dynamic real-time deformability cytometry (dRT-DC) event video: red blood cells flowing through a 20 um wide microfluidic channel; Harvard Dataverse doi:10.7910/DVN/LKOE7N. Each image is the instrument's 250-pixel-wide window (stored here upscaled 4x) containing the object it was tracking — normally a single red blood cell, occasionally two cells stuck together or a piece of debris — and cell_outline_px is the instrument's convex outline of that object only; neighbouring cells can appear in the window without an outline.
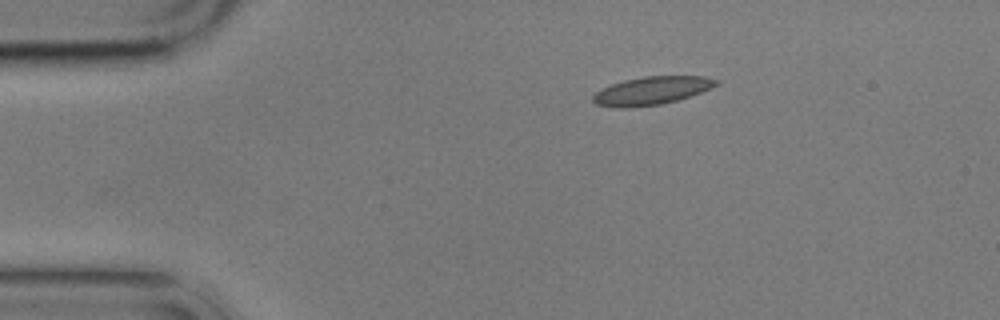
{"species": "common noctule bat (a hibernating species)", "species_latin": "Nyctalus noctula", "temperature_condition": "cold", "stored_images_in_passage": 5, "camera_frame_rate_fps": 3000, "um_per_image_px": 0.085, "animal": {"sex": "male", "body_mass_g": 17.9}, "frame": {"image": 1, "passage_image": 1, "time_ms": 0.0, "image_size_px": [1000, 320], "cell_outline_px": [[720, 80], [716, 84], [700, 92], [676, 100], [660, 104], [624, 108], [620, 108], [596, 104], [592, 100], [592, 96], [596, 92], [612, 84], [624, 80], [644, 76], [704, 76]], "centroid_in_image_um": [55.36, 7.7], "position_along_channel_um": 29.6, "area_um2": 19.77}}
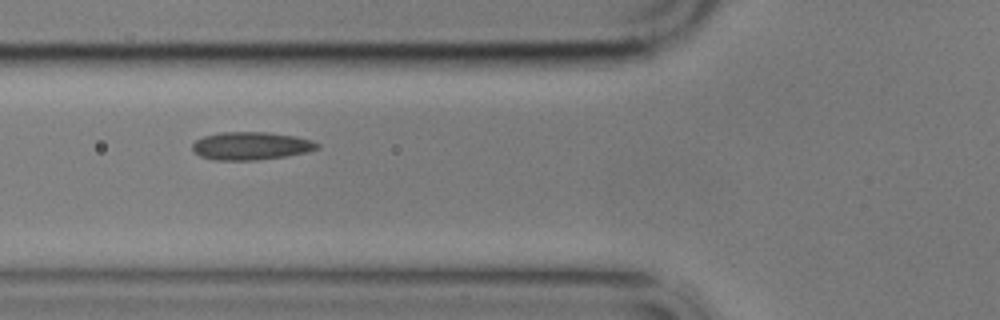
{"frame": {"image": 2, "passage_image": 4, "time_ms": 3.667, "image_size_px": [1000, 320], "cell_outline_px": [[320, 148], [308, 152], [288, 156], [256, 160], [212, 160], [200, 156], [192, 152], [192, 144], [196, 140], [204, 136], [220, 132], [268, 132], [296, 136], [312, 140], [320, 144]], "centroid_in_image_um": [21.35, 12.4], "position_along_channel_um": 104.5, "area_um2": 20.63}}
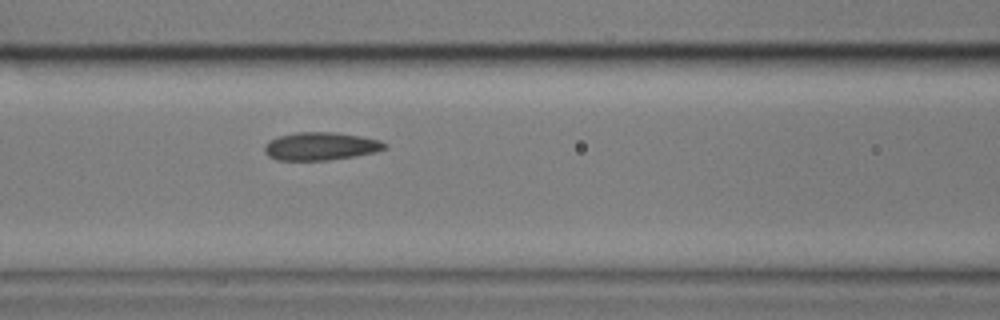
{"frame": {"image": 3, "passage_image": 5, "time_ms": 4.667, "image_size_px": [1000, 320], "cell_outline_px": [[388, 148], [376, 152], [356, 156], [328, 160], [276, 160], [268, 156], [264, 152], [264, 144], [268, 140], [280, 136], [296, 132], [336, 132], [360, 136], [380, 140], [388, 144]], "centroid_in_image_um": [27.27, 12.43], "position_along_channel_um": 139.3, "area_um2": 19.83}}